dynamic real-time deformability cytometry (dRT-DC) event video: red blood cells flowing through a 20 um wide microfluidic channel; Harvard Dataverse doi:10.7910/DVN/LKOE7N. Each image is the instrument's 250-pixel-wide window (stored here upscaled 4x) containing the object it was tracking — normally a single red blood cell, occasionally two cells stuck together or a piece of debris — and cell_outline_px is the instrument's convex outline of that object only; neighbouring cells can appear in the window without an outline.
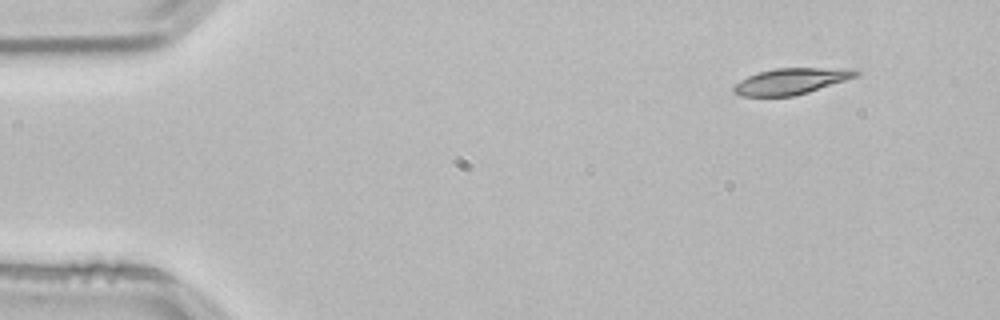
{"species": "common noctule bat (a hibernating species)", "species_latin": "Nyctalus noctula", "temperature_condition": "room temperature", "stored_images_in_passage": 49, "camera_frame_rate_fps": 3000, "um_per_image_px": 0.085, "animal": {"sex": "male", "body_mass_g": 21.5, "forearm_length_mm": 52.0}, "frame": {"image": 1, "passage_image": 1, "time_ms": 0.0, "image_size_px": [1000, 320], "cell_outline_px": [[860, 72], [856, 76], [808, 92], [792, 96], [740, 96], [732, 92], [732, 88], [740, 80], [748, 76], [760, 72], [776, 68], [856, 68]], "centroid_in_image_um": [67.23, 6.9], "position_along_channel_um": 17.8, "area_um2": 18.44}}
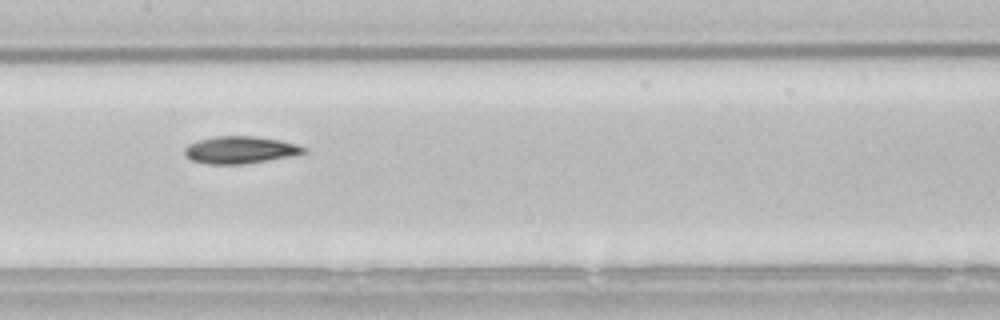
{"frame": {"image": 2, "passage_image": 22, "time_ms": 7.0, "image_size_px": [1000, 320], "cell_outline_px": [[308, 152], [288, 156], [244, 164], [208, 164], [192, 160], [184, 152], [184, 148], [188, 144], [196, 140], [216, 136], [256, 136], [280, 140], [296, 144], [304, 148]], "centroid_in_image_um": [20.37, 12.73], "position_along_channel_um": 187.0, "area_um2": 18.73}}
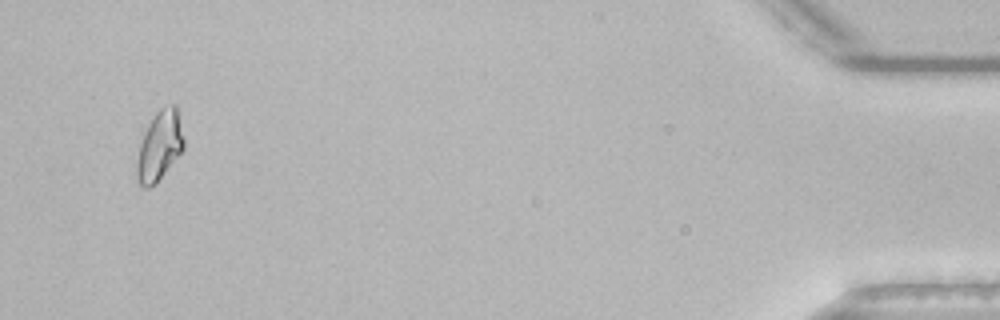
{"frame": {"image": 3, "passage_image": 47, "time_ms": 15.333, "image_size_px": [1000, 320], "cell_outline_px": [[184, 148], [156, 184], [148, 188], [144, 188], [136, 180], [136, 160], [140, 144], [144, 132], [148, 124], [156, 112], [160, 108], [172, 104], [176, 104], [184, 140]], "centroid_in_image_um": [13.54, 12.42], "position_along_channel_um": 421.7, "area_um2": 19.07}, "authors_computed_cell_mechanics": {"area_um2": 18.5538, "velocity_mm_per_s": 3.8072, "shape_relaxation_time_tau1_ms": 8.2438, "shape_relaxation_time_tau2_ms": 11.0367, "deformation_change_tau1": 0.1836, "deformation_change_tau2": 0.1787}}